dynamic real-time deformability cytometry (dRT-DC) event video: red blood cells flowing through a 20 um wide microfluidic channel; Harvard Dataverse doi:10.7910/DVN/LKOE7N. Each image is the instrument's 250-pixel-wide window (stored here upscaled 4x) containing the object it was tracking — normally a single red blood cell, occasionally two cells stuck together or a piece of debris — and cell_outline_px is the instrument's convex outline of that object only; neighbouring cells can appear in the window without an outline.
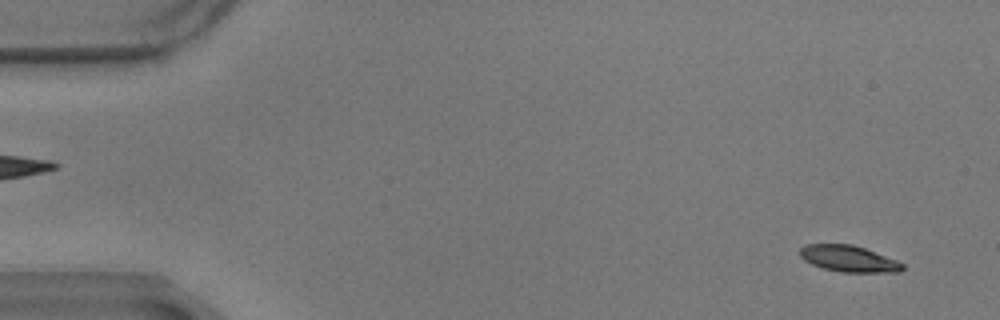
{"species": "common noctule bat (a hibernating species)", "species_latin": "Nyctalus noctula", "temperature_condition": "warm", "stored_images_in_passage": 17, "camera_frame_rate_fps": 3000, "um_per_image_px": 0.085, "animal": {"sex": "male", "body_mass_g": 17.9}, "frame": {"image": 1, "passage_image": 3, "time_ms": 0.667, "image_size_px": [1000, 320], "cell_outline_px": [[904, 268], [900, 272], [840, 272], [824, 268], [812, 264], [804, 260], [800, 256], [800, 248], [804, 244], [852, 244], [864, 248], [896, 260], [904, 264]], "centroid_in_image_um": [72.12, 21.99], "position_along_channel_um": 12.9, "area_um2": 15.66}}